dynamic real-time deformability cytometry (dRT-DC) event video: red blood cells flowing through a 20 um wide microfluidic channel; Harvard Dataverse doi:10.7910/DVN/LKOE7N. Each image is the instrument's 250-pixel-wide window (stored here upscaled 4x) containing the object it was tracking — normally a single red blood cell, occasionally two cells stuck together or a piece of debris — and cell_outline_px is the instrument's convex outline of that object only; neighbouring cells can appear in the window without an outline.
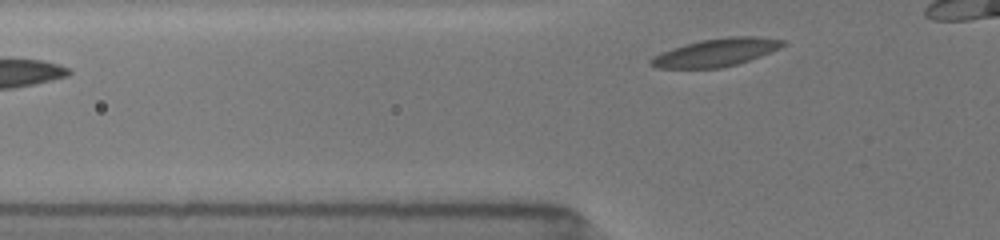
{"species": "common noctule bat (a hibernating species)", "species_latin": "Nyctalus noctula", "temperature_condition": "room temperature", "stored_images_in_passage": 8, "segment_of_instrument_passage": [2, 2], "camera_frame_rate_fps": 3000, "um_per_image_px": 0.085, "animal": {"sex": "female", "body_mass_g": 19.5, "forearm_length_mm": 54.1}, "frame": {"image": 1, "passage_image": 8, "time_ms": 2.0, "image_size_px": [1000, 240], "cell_outline_px": [[784, 44], [780, 48], [760, 56], [736, 64], [720, 68], [656, 68], [648, 64], [648, 60], [660, 52], [684, 44], [700, 40], [728, 36], [752, 36], [784, 40]], "centroid_in_image_um": [60.8, 4.46], "position_along_channel_um": 65.0, "area_um2": 21.39}}